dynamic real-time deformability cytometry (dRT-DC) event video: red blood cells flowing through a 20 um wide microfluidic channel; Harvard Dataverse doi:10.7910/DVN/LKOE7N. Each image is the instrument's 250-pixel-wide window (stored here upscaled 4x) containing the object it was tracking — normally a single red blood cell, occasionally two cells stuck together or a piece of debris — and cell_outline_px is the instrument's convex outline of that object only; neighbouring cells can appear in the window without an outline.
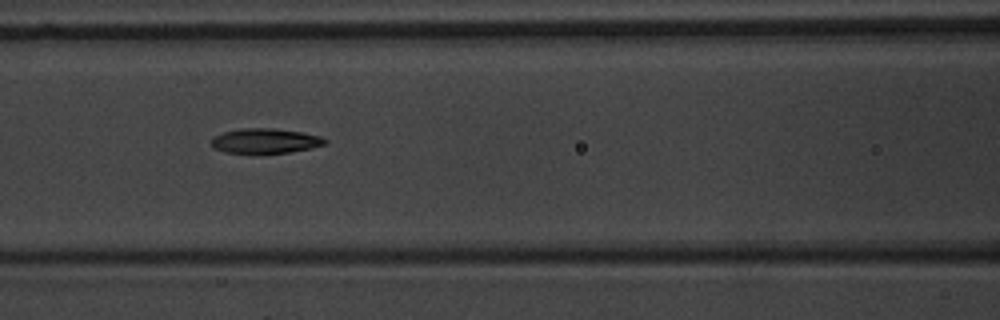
{"species": "common noctule bat (a hibernating species)", "species_latin": "Nyctalus noctula", "temperature_condition": "warm", "stored_images_in_passage": 4, "camera_frame_rate_fps": 3000, "um_per_image_px": 0.085, "animal": {"sex": "male", "body_mass_g": 20.1, "forearm_length_mm": 53.5}, "frame": {"image": 1, "passage_image": 3, "time_ms": 2.333, "image_size_px": [1000, 320], "cell_outline_px": [[328, 144], [312, 148], [288, 152], [256, 156], [224, 152], [216, 148], [212, 144], [212, 136], [224, 132], [244, 128], [272, 128], [300, 132], [320, 136], [328, 140]], "centroid_in_image_um": [22.55, 12.02], "position_along_channel_um": 144.1, "area_um2": 17.05}}
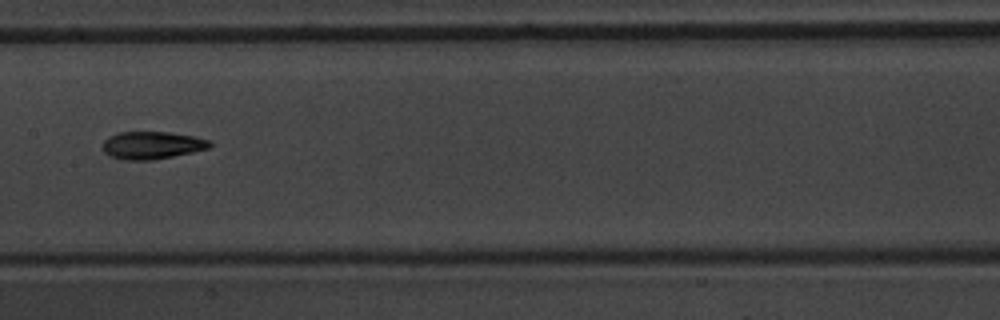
{"frame": {"image": 2, "passage_image": 4, "time_ms": 3.667, "image_size_px": [1000, 320], "cell_outline_px": [[212, 144], [208, 148], [192, 152], [152, 160], [124, 160], [112, 156], [104, 152], [104, 140], [108, 136], [120, 132], [168, 132], [196, 136], [208, 140]], "centroid_in_image_um": [12.92, 12.34], "position_along_channel_um": 194.5, "area_um2": 17.05}}